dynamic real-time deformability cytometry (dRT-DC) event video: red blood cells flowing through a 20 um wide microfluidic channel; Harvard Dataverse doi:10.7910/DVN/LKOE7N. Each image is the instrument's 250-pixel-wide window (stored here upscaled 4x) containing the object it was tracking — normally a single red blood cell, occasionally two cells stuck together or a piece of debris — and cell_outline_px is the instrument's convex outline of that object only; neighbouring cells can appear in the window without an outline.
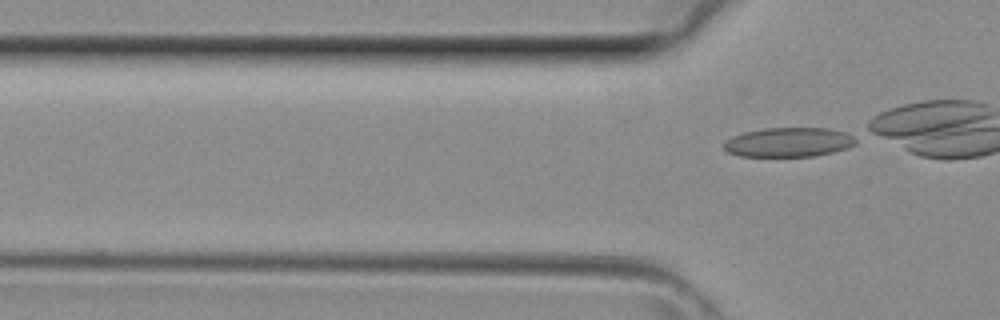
{"species": "common noctule bat (a hibernating species)", "species_latin": "Nyctalus noctula", "temperature_condition": "room temperature", "stored_images_in_passage": 5, "segment_of_instrument_passage": [2, 2], "camera_frame_rate_fps": 3000, "um_per_image_px": 0.085, "animal": {"sex": "female", "body_mass_g": 29.2, "forearm_length_mm": 56.3}, "frame": {"image": 1, "passage_image": 5, "time_ms": 1.333, "image_size_px": [1000, 320], "cell_outline_px": [[856, 144], [848, 148], [816, 156], [740, 156], [728, 152], [724, 148], [724, 144], [732, 136], [744, 132], [764, 128], [828, 128], [844, 132], [852, 136], [856, 140]], "centroid_in_image_um": [67.05, 12.09], "position_along_channel_um": 58.8, "area_um2": 22.48}}